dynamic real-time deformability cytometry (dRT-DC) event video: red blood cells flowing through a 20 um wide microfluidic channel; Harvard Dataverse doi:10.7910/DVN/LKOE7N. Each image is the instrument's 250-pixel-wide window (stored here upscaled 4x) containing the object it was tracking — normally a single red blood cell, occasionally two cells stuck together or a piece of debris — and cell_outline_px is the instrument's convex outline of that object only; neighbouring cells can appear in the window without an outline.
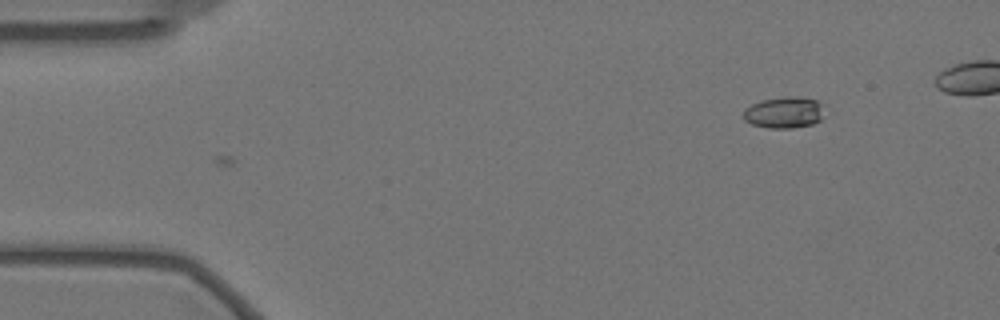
{"species": "Egyptian fruit bat (a non-hibernating species)", "species_latin": "Rousettus aegyptiacus", "temperature_condition": "warm", "stored_images_in_passage": 7, "camera_frame_rate_fps": 3000, "um_per_image_px": 0.085, "animal": {"sex": "female"}, "frame": {"image": 1, "passage_image": 7, "time_ms": 2.0, "image_size_px": [1000, 320], "cell_outline_px": [[824, 116], [820, 120], [812, 124], [792, 128], [768, 128], [752, 124], [744, 120], [744, 108], [760, 100], [788, 96], [800, 96], [816, 100], [820, 104]], "centroid_in_image_um": [66.64, 9.55], "position_along_channel_um": 18.4, "area_um2": 14.85}}